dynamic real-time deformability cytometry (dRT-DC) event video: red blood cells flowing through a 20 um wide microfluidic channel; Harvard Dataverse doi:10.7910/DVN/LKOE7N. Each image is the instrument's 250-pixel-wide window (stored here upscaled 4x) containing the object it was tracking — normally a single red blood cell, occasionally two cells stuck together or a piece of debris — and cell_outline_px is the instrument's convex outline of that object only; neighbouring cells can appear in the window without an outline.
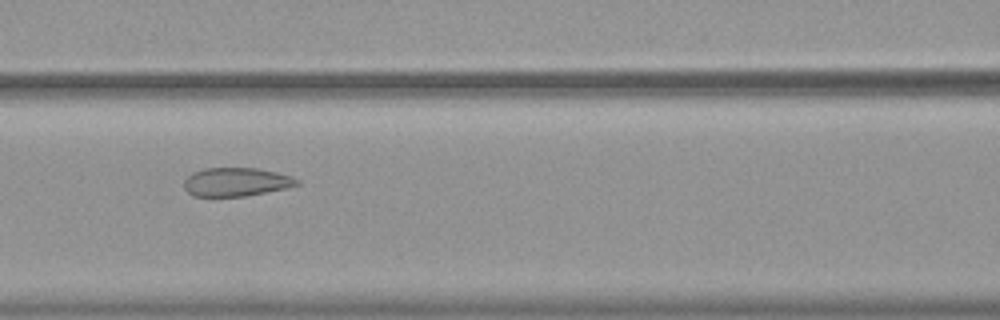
{"species": "common noctule bat (a hibernating species)", "species_latin": "Nyctalus noctula", "temperature_condition": "warm", "stored_images_in_passage": 55, "camera_frame_rate_fps": 3000, "um_per_image_px": 0.085, "animal": {"sex": "female", "body_mass_g": 19.9}, "frame": {"image": 1, "passage_image": 25, "time_ms": 8.0, "image_size_px": [1000, 320], "cell_outline_px": [[300, 184], [288, 188], [244, 196], [192, 196], [184, 188], [184, 180], [192, 172], [204, 168], [260, 168], [292, 176], [300, 180]], "centroid_in_image_um": [20.09, 15.46], "position_along_channel_um": 146.5, "area_um2": 18.96}}
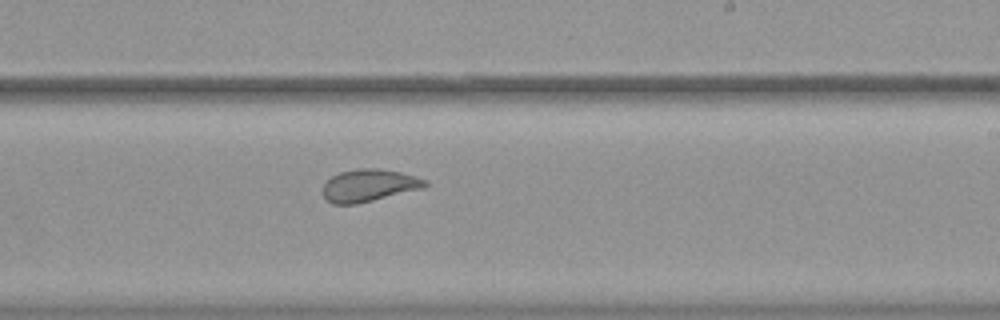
{"frame": {"image": 2, "passage_image": 34, "time_ms": 11.0, "image_size_px": [1000, 320], "cell_outline_px": [[428, 184], [424, 188], [356, 204], [332, 204], [320, 192], [324, 184], [332, 176], [340, 172], [360, 168], [380, 168], [400, 172], [428, 180]], "centroid_in_image_um": [31.35, 15.76], "position_along_channel_um": 257.6, "area_um2": 19.31}}
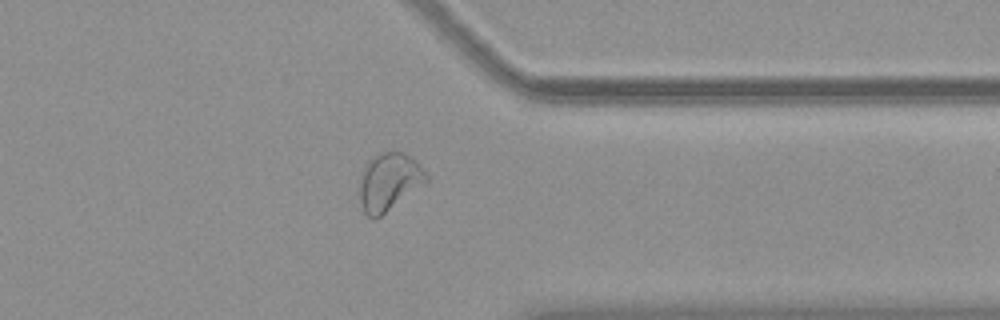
{"frame": {"image": 3, "passage_image": 44, "time_ms": 14.333, "image_size_px": [1000, 320], "cell_outline_px": [[428, 180], [380, 216], [368, 216], [364, 212], [360, 200], [360, 180], [364, 164], [368, 160], [380, 152], [404, 152], [416, 160], [428, 176]], "centroid_in_image_um": [33.05, 15.4], "position_along_channel_um": 378.4, "area_um2": 21.91}, "authors_computed_cell_mechanics": {"area_um2": 24.854, "velocity_mm_per_s": 3.7333, "shape_relaxation_time_tau1_ms": 11.1652, "shape_relaxation_time_tau2_ms": 0.8864, "deformation_change_tau1": 0.1746, "deformation_change_tau2": 0.0514}}